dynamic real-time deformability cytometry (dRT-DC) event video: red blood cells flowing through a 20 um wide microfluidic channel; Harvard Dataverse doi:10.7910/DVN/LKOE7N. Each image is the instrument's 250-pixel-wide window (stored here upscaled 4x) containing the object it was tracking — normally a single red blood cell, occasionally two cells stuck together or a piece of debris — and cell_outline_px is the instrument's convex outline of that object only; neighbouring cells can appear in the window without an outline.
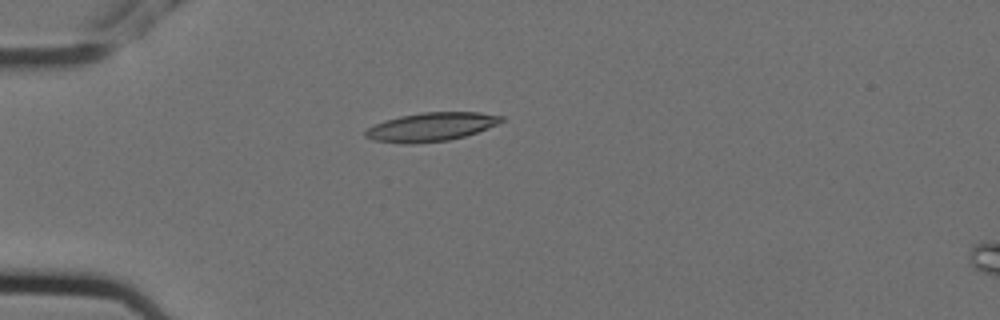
{"species": "Egyptian fruit bat (a non-hibernating species)", "species_latin": "Rousettus aegyptiacus", "temperature_condition": "cold", "stored_images_in_passage": 9, "camera_frame_rate_fps": 3000, "um_per_image_px": 0.085, "animal": {"sex": "female"}, "frame": {"image": 1, "passage_image": 1, "time_ms": 0.0, "image_size_px": [1000, 320], "cell_outline_px": [[504, 120], [488, 128], [464, 136], [448, 140], [412, 144], [372, 140], [364, 136], [364, 132], [368, 128], [384, 120], [400, 116], [424, 112], [480, 112], [504, 116]], "centroid_in_image_um": [36.64, 10.78], "position_along_channel_um": 48.4, "area_um2": 22.54}}
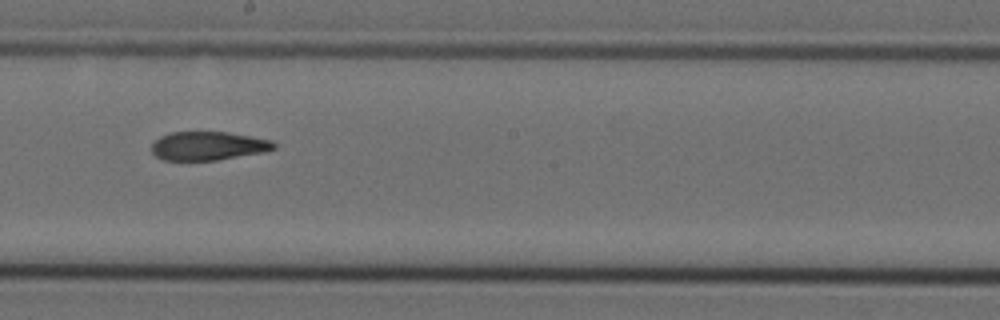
{"frame": {"image": 2, "passage_image": 6, "time_ms": 1.667, "image_size_px": [1000, 320], "cell_outline_px": [[276, 148], [264, 152], [216, 160], [164, 160], [156, 156], [152, 152], [152, 144], [160, 136], [172, 132], [228, 132], [272, 140], [276, 144]], "centroid_in_image_um": [17.71, 12.4], "position_along_channel_um": 230.5, "area_um2": 20.35}}
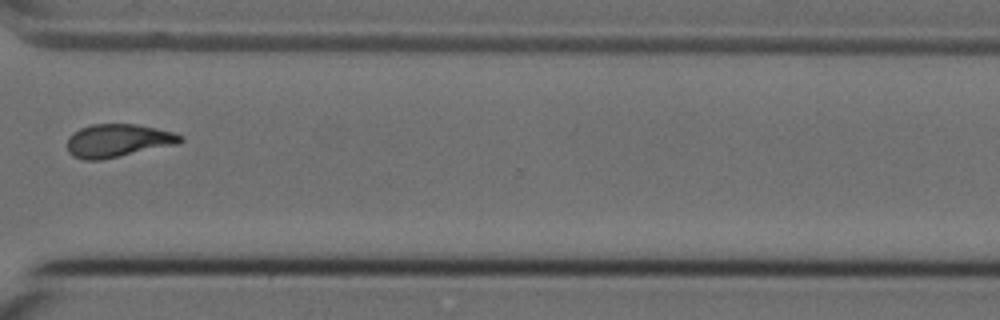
{"frame": {"image": 3, "passage_image": 9, "time_ms": 2.667, "image_size_px": [1000, 320], "cell_outline_px": [[184, 140], [180, 144], [100, 160], [84, 160], [72, 156], [68, 152], [68, 136], [72, 132], [80, 128], [92, 124], [136, 124], [176, 132], [184, 136]], "centroid_in_image_um": [10.06, 11.95], "position_along_channel_um": 360.5, "area_um2": 22.14}}